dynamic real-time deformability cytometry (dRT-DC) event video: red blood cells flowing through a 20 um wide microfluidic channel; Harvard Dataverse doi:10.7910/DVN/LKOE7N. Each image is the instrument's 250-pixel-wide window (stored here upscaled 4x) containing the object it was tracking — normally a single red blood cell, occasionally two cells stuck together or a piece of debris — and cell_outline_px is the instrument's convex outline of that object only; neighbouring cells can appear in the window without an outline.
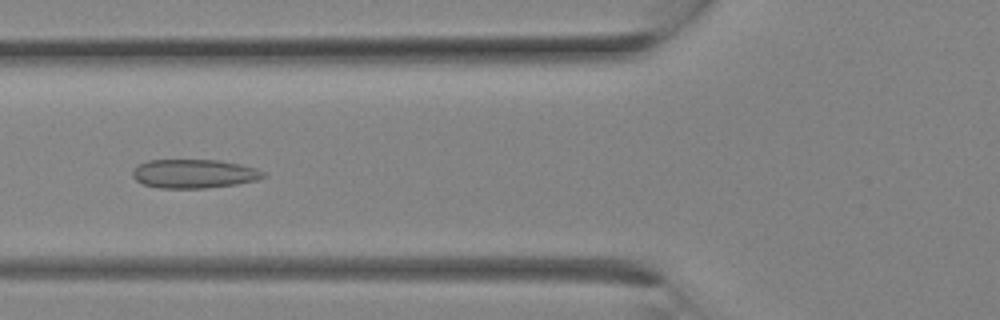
{"species": "Egyptian fruit bat (a non-hibernating species)", "species_latin": "Rousettus aegyptiacus", "temperature_condition": "room temperature", "stored_images_in_passage": 12, "camera_frame_rate_fps": 3000, "um_per_image_px": 0.085, "animal": {"sex": "female"}, "frame": {"image": 1, "passage_image": 9, "time_ms": 2.667, "image_size_px": [1000, 320], "cell_outline_px": [[268, 176], [256, 180], [236, 184], [204, 188], [156, 188], [144, 184], [136, 180], [132, 176], [132, 172], [140, 164], [148, 160], [220, 160], [240, 164], [256, 168], [264, 172]], "centroid_in_image_um": [16.51, 14.76], "position_along_channel_um": 109.3, "area_um2": 21.96}}
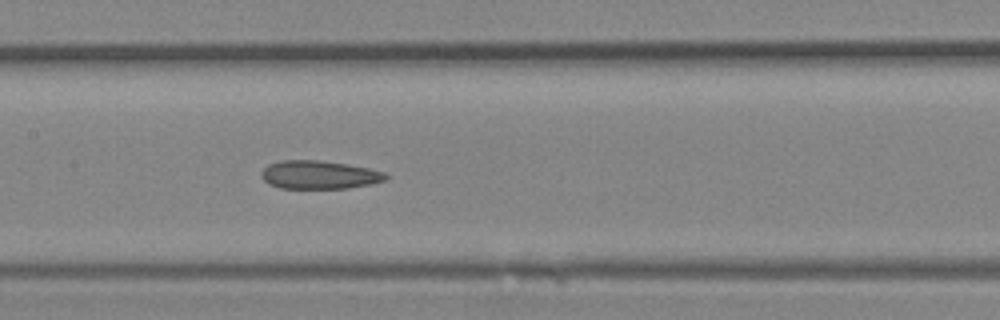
{"frame": {"image": 2, "passage_image": 12, "time_ms": 3.667, "image_size_px": [1000, 320], "cell_outline_px": [[392, 176], [384, 180], [372, 184], [348, 188], [280, 188], [268, 184], [260, 176], [260, 172], [268, 164], [280, 160], [316, 160], [348, 164], [368, 168], [384, 172]], "centroid_in_image_um": [27.12, 14.86], "position_along_channel_um": 180.3, "area_um2": 20.69}}